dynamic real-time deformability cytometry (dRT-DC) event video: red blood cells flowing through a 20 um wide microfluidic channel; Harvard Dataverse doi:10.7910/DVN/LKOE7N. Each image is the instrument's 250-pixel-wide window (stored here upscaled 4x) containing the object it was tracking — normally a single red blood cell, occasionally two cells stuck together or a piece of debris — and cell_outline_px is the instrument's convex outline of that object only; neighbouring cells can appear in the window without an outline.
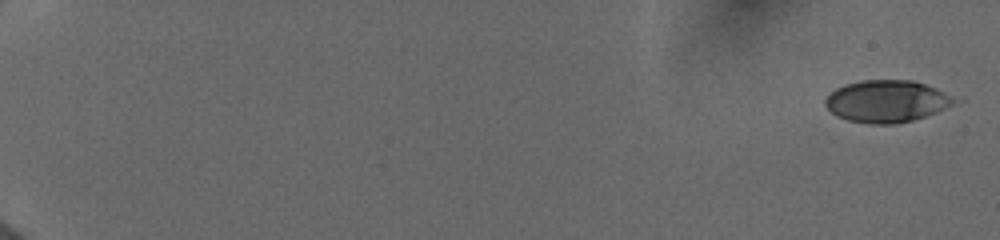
{"species": "human", "species_latin": "Homo sapiens", "temperature_condition": "cold", "stored_images_in_passage": 14, "camera_frame_rate_fps": 3000, "um_per_image_px": 0.085, "donor": {"sex": "female"}, "frame": {"image": 1, "passage_image": 1, "time_ms": 0.0, "image_size_px": [1000, 240], "cell_outline_px": [[956, 100], [952, 104], [936, 112], [912, 120], [896, 124], [872, 124], [848, 120], [836, 116], [824, 104], [824, 100], [836, 88], [844, 84], [860, 80], [912, 80], [936, 88], [944, 92]], "centroid_in_image_um": [75.32, 8.6], "position_along_channel_um": 9.7, "area_um2": 31.33}}
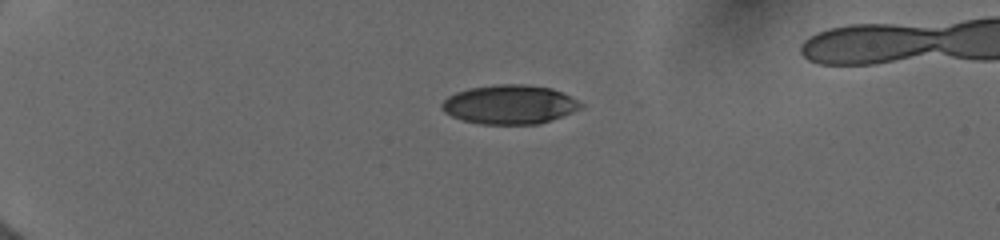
{"frame": {"image": 2, "passage_image": 8, "time_ms": 4.667, "image_size_px": [1000, 240], "cell_outline_px": [[584, 104], [580, 108], [572, 112], [540, 124], [480, 124], [464, 120], [452, 116], [444, 112], [440, 108], [440, 104], [448, 96], [456, 92], [468, 88], [496, 84], [528, 84], [552, 88]], "centroid_in_image_um": [43.28, 8.88], "position_along_channel_um": 41.7, "area_um2": 31.62}}
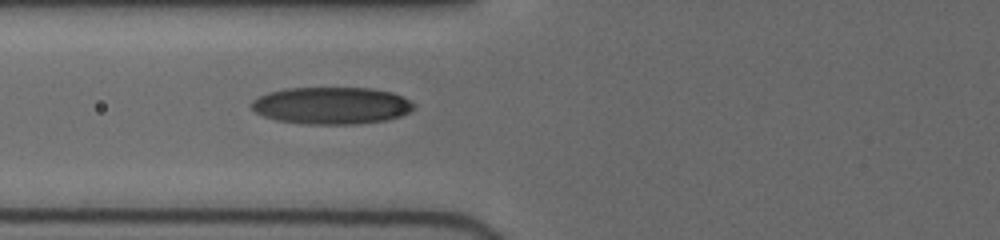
{"frame": {"image": 3, "passage_image": 14, "time_ms": 7.667, "image_size_px": [1000, 240], "cell_outline_px": [[416, 104], [408, 112], [400, 116], [388, 120], [356, 124], [304, 124], [276, 120], [264, 116], [256, 112], [248, 104], [252, 100], [268, 92], [284, 88], [372, 88], [392, 92], [404, 96]], "centroid_in_image_um": [28.17, 8.97], "position_along_channel_um": 97.6, "area_um2": 35.37}}